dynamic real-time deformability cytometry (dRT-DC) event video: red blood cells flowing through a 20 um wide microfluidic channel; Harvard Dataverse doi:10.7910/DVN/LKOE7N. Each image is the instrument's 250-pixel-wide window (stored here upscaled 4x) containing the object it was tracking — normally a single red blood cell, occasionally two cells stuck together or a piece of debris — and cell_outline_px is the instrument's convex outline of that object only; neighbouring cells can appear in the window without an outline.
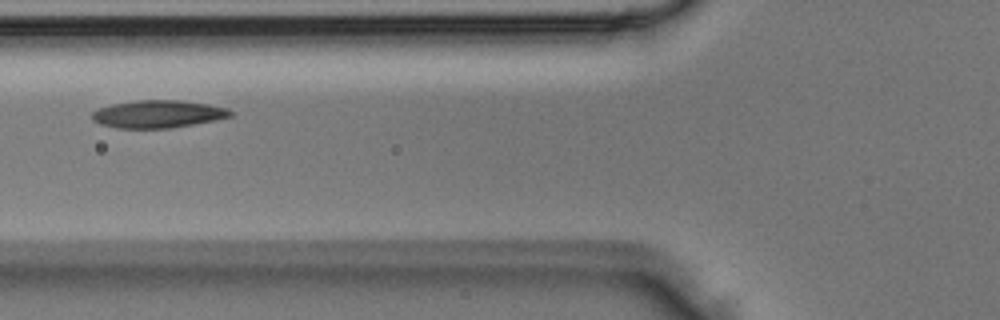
{"species": "Egyptian fruit bat (a non-hibernating species)", "species_latin": "Rousettus aegyptiacus", "temperature_condition": "room temperature", "stored_images_in_passage": 4, "camera_frame_rate_fps": 3000, "um_per_image_px": 0.085, "animal": {"sex": "male"}, "frame": {"image": 1, "passage_image": 4, "time_ms": 1.0, "image_size_px": [1000, 320], "cell_outline_px": [[236, 112], [232, 116], [216, 120], [168, 128], [116, 128], [100, 124], [92, 120], [92, 112], [100, 108], [112, 104], [136, 100], [180, 100], [208, 104], [228, 108]], "centroid_in_image_um": [13.46, 9.69], "position_along_channel_um": 112.3, "area_um2": 22.31}}